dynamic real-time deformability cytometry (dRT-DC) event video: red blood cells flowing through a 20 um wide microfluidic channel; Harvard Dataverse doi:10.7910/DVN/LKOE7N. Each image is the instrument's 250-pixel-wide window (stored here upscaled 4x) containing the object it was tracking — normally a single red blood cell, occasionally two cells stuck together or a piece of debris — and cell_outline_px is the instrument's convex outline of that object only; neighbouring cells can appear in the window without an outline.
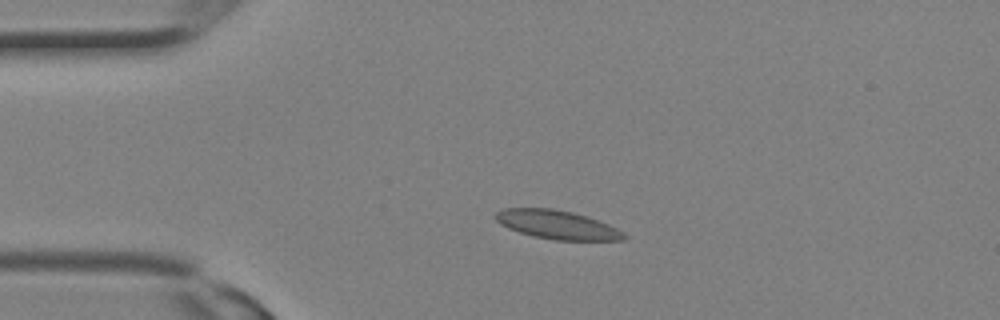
{"species": "Egyptian fruit bat (a non-hibernating species)", "species_latin": "Rousettus aegyptiacus", "temperature_condition": "room temperature", "stored_images_in_passage": 28, "camera_frame_rate_fps": 3000, "um_per_image_px": 0.085, "animal": {"sex": "female"}, "frame": {"image": 1, "passage_image": 5, "time_ms": 1.333, "image_size_px": [1000, 320], "cell_outline_px": [[628, 236], [624, 240], [556, 240], [532, 236], [508, 228], [500, 224], [496, 220], [496, 212], [504, 208], [552, 208], [572, 212], [588, 216], [608, 224], [624, 232]], "centroid_in_image_um": [47.37, 19.1], "position_along_channel_um": 37.6, "area_um2": 21.5}}
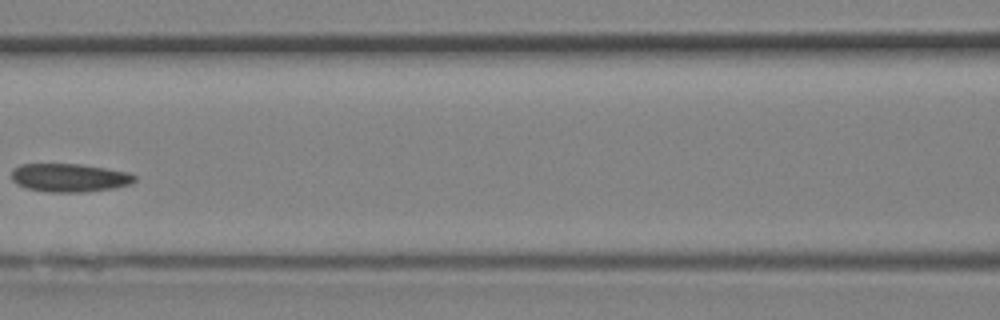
{"frame": {"image": 2, "passage_image": 12, "time_ms": 3.667, "image_size_px": [1000, 320], "cell_outline_px": [[136, 180], [132, 184], [112, 188], [84, 192], [48, 192], [28, 188], [16, 184], [12, 180], [12, 168], [20, 164], [80, 164], [128, 172], [136, 176]], "centroid_in_image_um": [5.89, 15.1], "position_along_channel_um": 160.7, "area_um2": 20.35}}
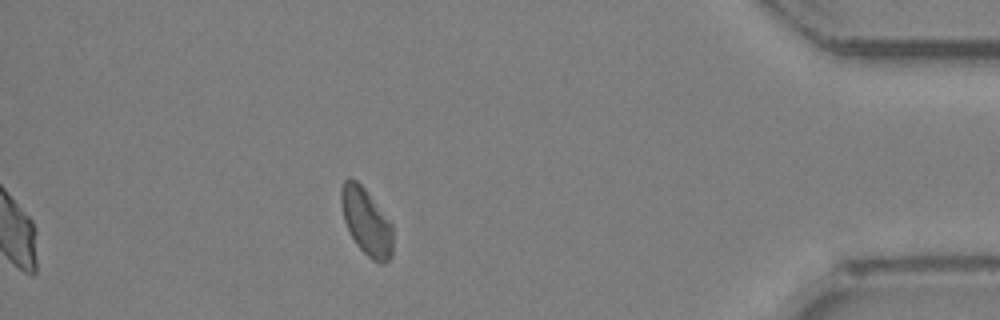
{"frame": {"image": 3, "passage_image": 25, "time_ms": 8.0, "image_size_px": [1000, 320], "cell_outline_px": [[392, 256], [384, 264], [372, 260], [356, 244], [344, 220], [340, 200], [340, 188], [344, 180], [348, 176], [356, 180], [364, 188], [392, 224]], "centroid_in_image_um": [31.12, 18.83], "position_along_channel_um": 404.1, "area_um2": 20.0}}